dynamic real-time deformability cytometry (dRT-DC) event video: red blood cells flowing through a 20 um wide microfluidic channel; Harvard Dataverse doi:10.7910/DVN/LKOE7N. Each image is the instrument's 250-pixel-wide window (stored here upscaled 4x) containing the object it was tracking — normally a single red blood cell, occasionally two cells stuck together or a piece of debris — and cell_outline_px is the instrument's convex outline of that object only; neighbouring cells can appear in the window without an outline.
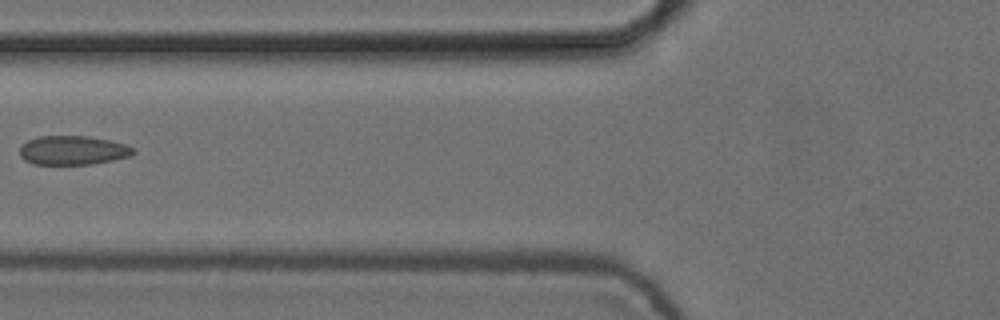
{"species": "common noctule bat (a hibernating species)", "species_latin": "Nyctalus noctula", "temperature_condition": "cold", "stored_images_in_passage": 5, "camera_frame_rate_fps": 3000, "um_per_image_px": 0.085, "animal": {"sex": "female", "body_mass_g": 24.6, "forearm_length_mm": 56.2}, "frame": {"image": 1, "passage_image": 4, "time_ms": 1.0, "image_size_px": [1000, 320], "cell_outline_px": [[136, 152], [128, 156], [112, 160], [92, 164], [32, 164], [24, 160], [20, 156], [20, 148], [28, 140], [40, 136], [88, 136], [112, 140], [136, 148]], "centroid_in_image_um": [6.21, 12.77], "position_along_channel_um": 119.6, "area_um2": 19.25}}
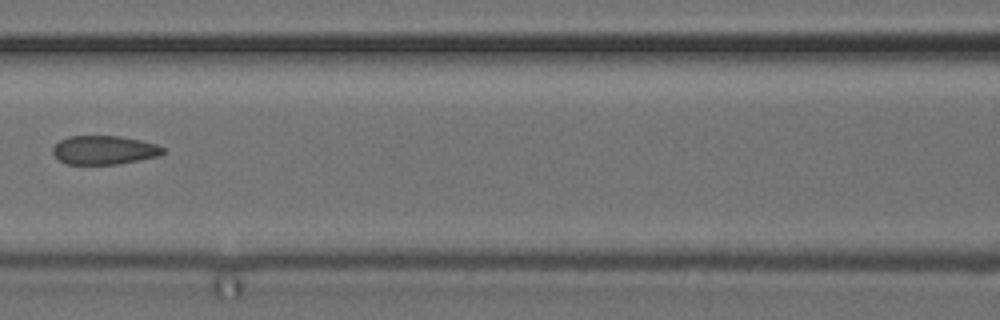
{"frame": {"image": 2, "passage_image": 5, "time_ms": 1.333, "image_size_px": [1000, 320], "cell_outline_px": [[164, 152], [160, 156], [116, 164], [68, 164], [60, 160], [52, 152], [52, 148], [60, 140], [68, 136], [120, 136], [140, 140], [156, 144], [164, 148]], "centroid_in_image_um": [8.86, 12.75], "position_along_channel_um": 157.7, "area_um2": 18.38}}